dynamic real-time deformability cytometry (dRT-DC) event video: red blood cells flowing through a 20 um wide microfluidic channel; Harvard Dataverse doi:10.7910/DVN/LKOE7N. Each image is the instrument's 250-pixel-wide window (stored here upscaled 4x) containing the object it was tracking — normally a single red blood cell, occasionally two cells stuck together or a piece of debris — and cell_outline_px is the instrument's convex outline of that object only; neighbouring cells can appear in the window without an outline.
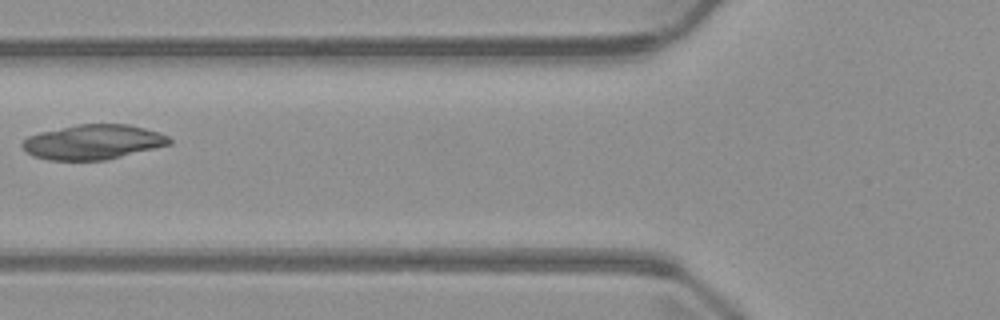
{"species": "common noctule bat (a hibernating species)", "species_latin": "Nyctalus noctula", "temperature_condition": "warm", "stored_images_in_passage": 5, "camera_frame_rate_fps": 3000, "um_per_image_px": 0.085, "animal": {"sex": "male", "body_mass_g": 23.1, "forearm_length_mm": 52.7}, "frame": {"image": 1, "passage_image": 4, "time_ms": 3.667, "image_size_px": [1000, 320], "cell_outline_px": [[172, 144], [108, 160], [48, 160], [32, 156], [20, 144], [28, 136], [40, 132], [76, 124], [128, 124], [160, 132], [168, 136], [172, 140]], "centroid_in_image_um": [7.94, 12.07], "position_along_channel_um": 117.9, "area_um2": 30.0}}
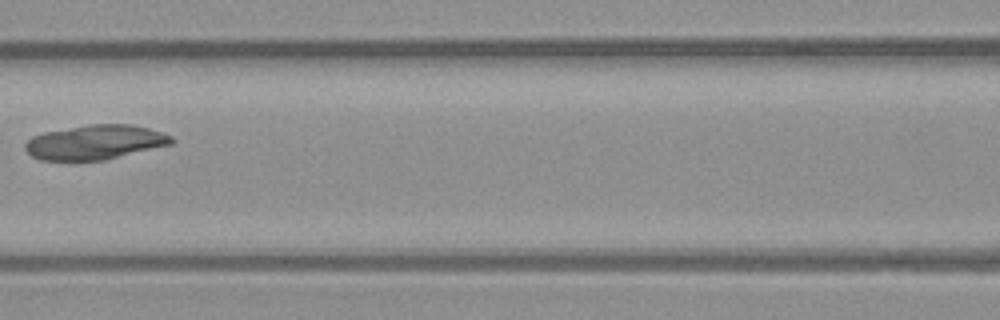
{"frame": {"image": 2, "passage_image": 5, "time_ms": 4.667, "image_size_px": [1000, 320], "cell_outline_px": [[176, 140], [172, 144], [104, 160], [40, 160], [32, 156], [24, 148], [24, 144], [32, 136], [44, 132], [88, 124], [132, 124], [148, 128], [172, 136]], "centroid_in_image_um": [8.09, 12.08], "position_along_channel_um": 158.5, "area_um2": 29.42}}